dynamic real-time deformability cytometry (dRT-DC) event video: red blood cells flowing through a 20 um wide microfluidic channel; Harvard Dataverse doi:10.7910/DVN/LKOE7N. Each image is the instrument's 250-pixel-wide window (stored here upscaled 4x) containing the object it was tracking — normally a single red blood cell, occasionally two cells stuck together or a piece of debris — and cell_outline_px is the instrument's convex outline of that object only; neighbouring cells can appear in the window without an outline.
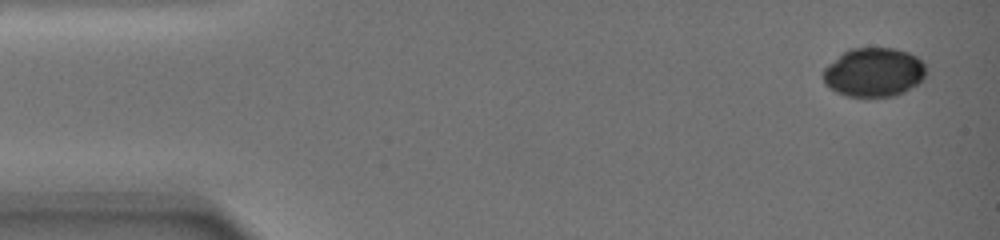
{"species": "common noctule bat (a hibernating species)", "species_latin": "Nyctalus noctula", "temperature_condition": "warm", "stored_images_in_passage": 4, "camera_frame_rate_fps": 3000, "um_per_image_px": 0.085, "animal": {"sex": "female", "body_mass_g": 19.0, "forearm_length_mm": 51.5}, "frame": {"image": 1, "passage_image": 1, "time_ms": 0.0, "image_size_px": [1000, 240], "cell_outline_px": [[928, 72], [924, 80], [912, 88], [896, 96], [848, 96], [836, 92], [828, 88], [824, 84], [820, 76], [824, 68], [828, 64], [848, 48], [892, 48], [908, 52], [916, 56], [928, 68]], "centroid_in_image_um": [74.27, 6.15], "position_along_channel_um": 10.7, "area_um2": 29.94}}